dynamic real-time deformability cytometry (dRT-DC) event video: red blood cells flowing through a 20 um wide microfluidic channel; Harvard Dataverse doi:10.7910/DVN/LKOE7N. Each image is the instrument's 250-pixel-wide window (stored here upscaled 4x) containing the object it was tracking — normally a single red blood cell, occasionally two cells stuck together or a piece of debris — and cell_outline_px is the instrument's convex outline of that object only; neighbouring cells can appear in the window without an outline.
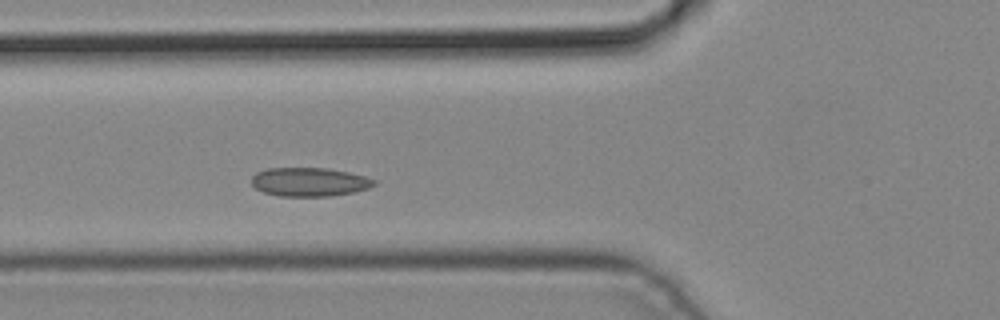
{"species": "common noctule bat (a hibernating species)", "species_latin": "Nyctalus noctula", "temperature_condition": "cold", "stored_images_in_passage": 3, "camera_frame_rate_fps": 3000, "um_per_image_px": 0.085, "animal": {"sex": "male", "body_mass_g": 19.2, "forearm_length_mm": 51.8}, "frame": {"image": 1, "passage_image": 3, "time_ms": 0.667, "image_size_px": [1000, 320], "cell_outline_px": [[376, 184], [368, 188], [352, 192], [328, 196], [280, 196], [264, 192], [256, 188], [252, 184], [252, 176], [256, 172], [268, 168], [328, 168], [348, 172], [364, 176], [376, 180]], "centroid_in_image_um": [26.29, 15.46], "position_along_channel_um": 99.5, "area_um2": 20.4}}